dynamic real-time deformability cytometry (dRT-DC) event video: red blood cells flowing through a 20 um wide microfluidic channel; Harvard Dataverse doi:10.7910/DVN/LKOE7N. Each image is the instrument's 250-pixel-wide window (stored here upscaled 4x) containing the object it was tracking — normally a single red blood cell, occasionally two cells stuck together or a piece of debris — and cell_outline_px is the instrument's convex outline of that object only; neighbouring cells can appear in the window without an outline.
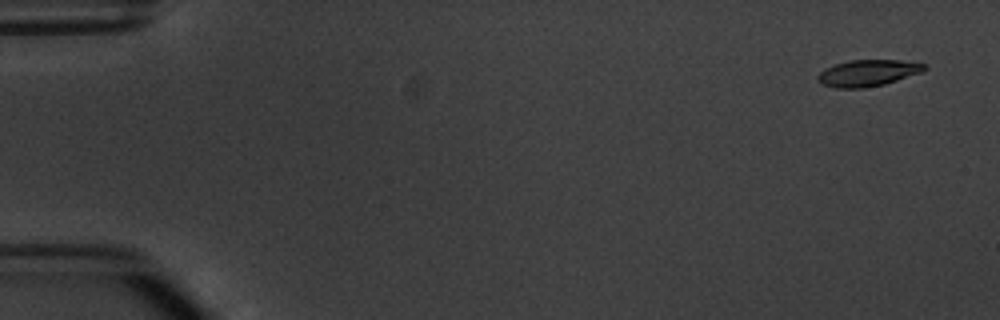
{"species": "common noctule bat (a hibernating species)", "species_latin": "Nyctalus noctula", "temperature_condition": "warm", "stored_images_in_passage": 5, "camera_frame_rate_fps": 3000, "um_per_image_px": 0.085, "animal": {"sex": "male", "body_mass_g": 20.1, "forearm_length_mm": 53.5}, "frame": {"image": 1, "passage_image": 1, "time_ms": 0.0, "image_size_px": [1000, 320], "cell_outline_px": [[928, 68], [920, 72], [884, 84], [864, 88], [836, 88], [824, 84], [816, 80], [816, 76], [824, 68], [836, 64], [852, 60], [900, 60], [924, 64]], "centroid_in_image_um": [73.72, 6.2], "position_along_channel_um": 11.3, "area_um2": 16.24}}
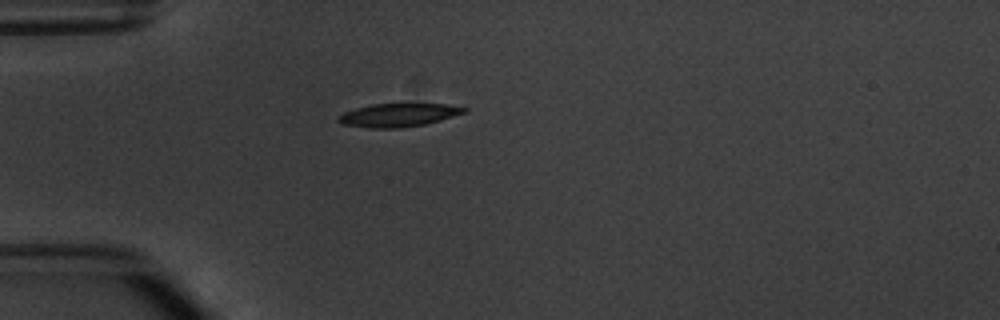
{"frame": {"image": 2, "passage_image": 4, "time_ms": 4.333, "image_size_px": [1000, 320], "cell_outline_px": [[468, 112], [440, 120], [424, 124], [400, 128], [368, 128], [340, 124], [336, 120], [336, 116], [344, 112], [356, 108], [372, 104], [444, 104], [468, 108]], "centroid_in_image_um": [33.82, 9.79], "position_along_channel_um": 51.2, "area_um2": 17.17}}